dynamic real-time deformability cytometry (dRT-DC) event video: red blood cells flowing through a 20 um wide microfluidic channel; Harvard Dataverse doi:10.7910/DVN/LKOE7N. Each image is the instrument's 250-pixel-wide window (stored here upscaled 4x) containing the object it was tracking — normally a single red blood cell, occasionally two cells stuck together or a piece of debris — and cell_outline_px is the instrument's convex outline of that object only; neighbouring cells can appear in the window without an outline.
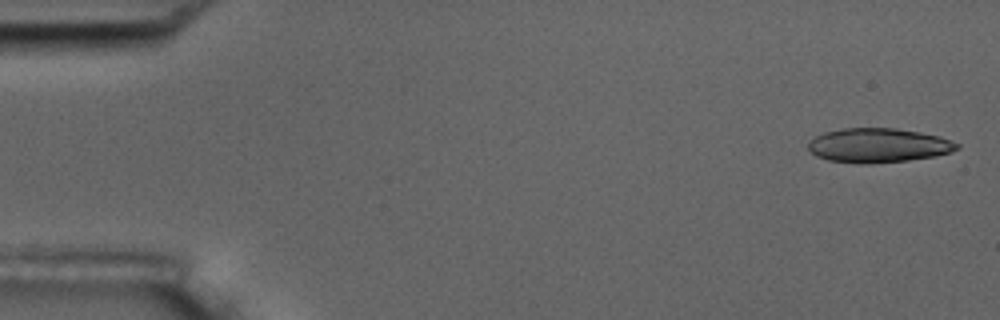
{"species": "common noctule bat (a hibernating species)", "species_latin": "Nyctalus noctula", "temperature_condition": "room temperature", "stored_images_in_passage": 5, "camera_frame_rate_fps": 3000, "um_per_image_px": 0.085, "animal": {"sex": "male", "body_mass_g": 17.5, "forearm_length_mm": 52.3}, "frame": {"image": 1, "passage_image": 1, "time_ms": 0.0, "image_size_px": [1000, 320], "cell_outline_px": [[960, 148], [952, 152], [936, 156], [908, 160], [868, 164], [860, 164], [828, 160], [816, 156], [808, 148], [808, 140], [824, 132], [844, 128], [896, 128], [920, 132], [940, 136], [960, 144]], "centroid_in_image_um": [74.67, 12.36], "position_along_channel_um": 10.3, "area_um2": 29.94}}